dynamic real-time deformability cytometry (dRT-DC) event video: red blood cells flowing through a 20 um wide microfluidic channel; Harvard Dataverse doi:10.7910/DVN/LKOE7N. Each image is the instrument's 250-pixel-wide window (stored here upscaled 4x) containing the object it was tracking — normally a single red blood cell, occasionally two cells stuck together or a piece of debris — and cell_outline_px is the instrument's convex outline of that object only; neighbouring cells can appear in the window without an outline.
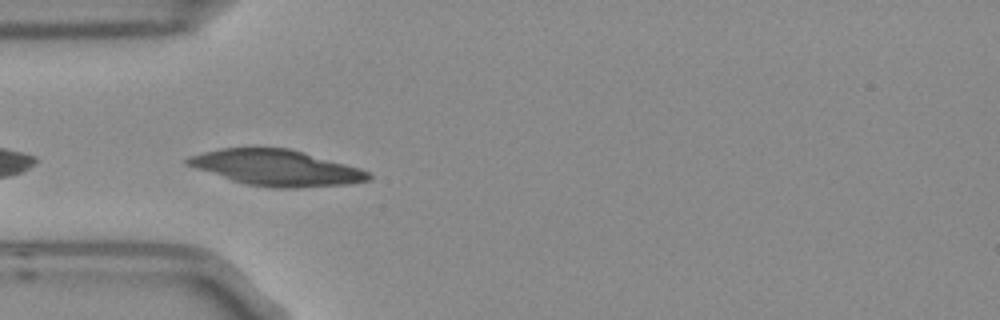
{"species": "Egyptian fruit bat (a non-hibernating species)", "species_latin": "Rousettus aegyptiacus", "temperature_condition": "room temperature", "stored_images_in_passage": 8, "camera_frame_rate_fps": 3000, "um_per_image_px": 0.085, "frame": {"image": 1, "passage_image": 4, "time_ms": 1.0, "image_size_px": [1000, 320], "cell_outline_px": [[372, 176], [368, 180], [352, 184], [300, 188], [272, 188], [248, 184], [232, 180], [184, 164], [184, 160], [188, 156], [220, 148], [288, 148], [360, 168], [368, 172]], "centroid_in_image_um": [23.49, 14.27], "position_along_channel_um": 61.5, "area_um2": 37.57}}
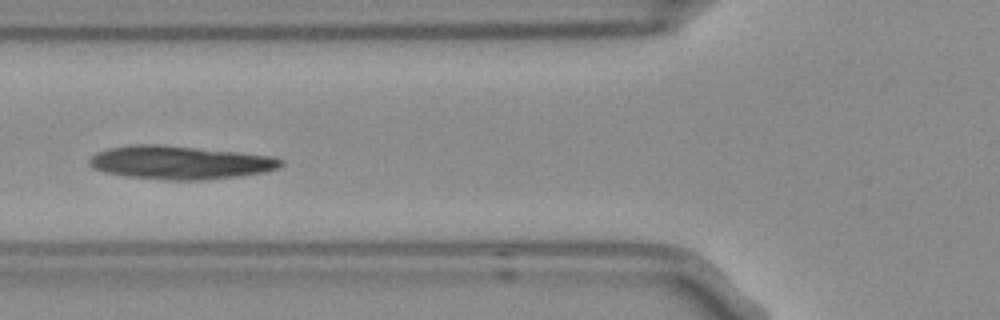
{"frame": {"image": 2, "passage_image": 5, "time_ms": 1.333, "image_size_px": [1000, 320], "cell_outline_px": [[284, 164], [280, 168], [264, 172], [240, 176], [204, 180], [164, 180], [128, 176], [104, 172], [92, 168], [88, 164], [88, 160], [96, 152], [108, 148], [128, 144], [164, 144], [272, 156], [284, 160]], "centroid_in_image_um": [15.28, 13.81], "position_along_channel_um": 110.5, "area_um2": 37.63}}
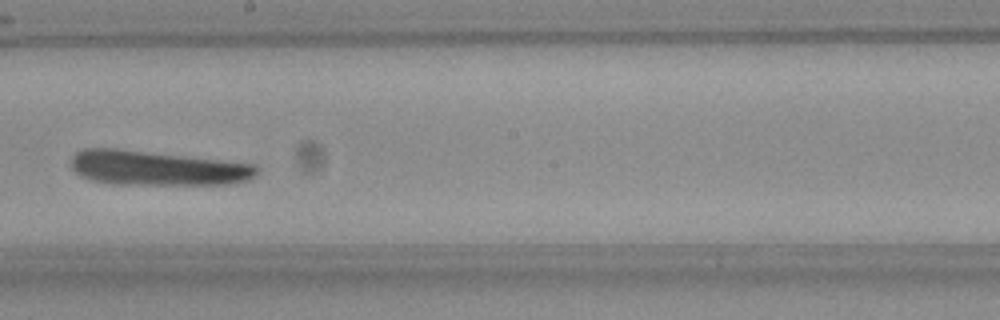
{"frame": {"image": 3, "passage_image": 8, "time_ms": 2.333, "image_size_px": [1000, 320], "cell_outline_px": [[260, 172], [248, 180], [232, 184], [116, 184], [88, 180], [80, 176], [72, 168], [72, 156], [76, 152], [84, 148], [116, 148], [256, 164], [260, 168]], "centroid_in_image_um": [13.36, 14.29], "position_along_channel_um": 234.8, "area_um2": 37.63}}